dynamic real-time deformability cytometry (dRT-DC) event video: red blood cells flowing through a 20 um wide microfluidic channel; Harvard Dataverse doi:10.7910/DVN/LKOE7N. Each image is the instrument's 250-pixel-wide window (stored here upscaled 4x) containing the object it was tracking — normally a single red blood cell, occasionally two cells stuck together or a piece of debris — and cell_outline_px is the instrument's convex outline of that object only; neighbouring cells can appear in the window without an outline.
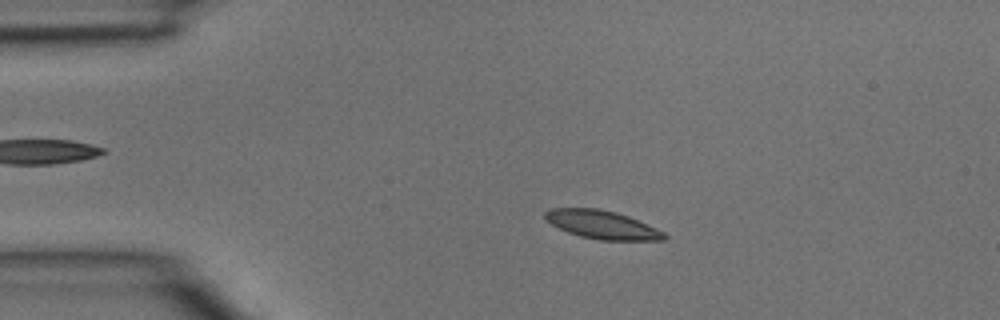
{"species": "common noctule bat (a hibernating species)", "species_latin": "Nyctalus noctula", "temperature_condition": "room temperature", "stored_images_in_passage": 39, "camera_frame_rate_fps": 3000, "um_per_image_px": 0.085, "animal": {"sex": "male", "body_mass_g": 15.6}, "frame": {"image": 1, "passage_image": 7, "time_ms": 2.0, "image_size_px": [1000, 320], "cell_outline_px": [[668, 236], [664, 240], [600, 240], [580, 236], [568, 232], [552, 224], [544, 216], [544, 212], [552, 208], [596, 208], [616, 212], [628, 216], [656, 228], [664, 232]], "centroid_in_image_um": [51.19, 19.1], "position_along_channel_um": 33.8, "area_um2": 19.48}}
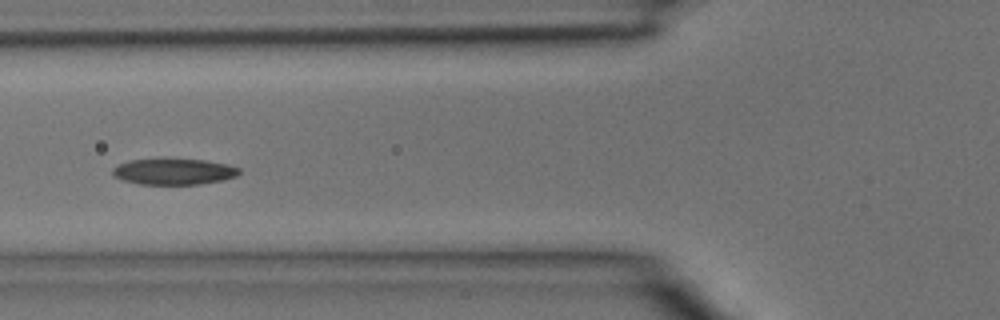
{"frame": {"image": 2, "passage_image": 14, "time_ms": 4.333, "image_size_px": [1000, 320], "cell_outline_px": [[240, 172], [236, 176], [224, 180], [200, 184], [140, 184], [124, 180], [112, 176], [112, 168], [128, 160], [160, 156], [164, 156], [204, 160], [228, 164], [240, 168]], "centroid_in_image_um": [14.75, 14.53], "position_along_channel_um": 111.1, "area_um2": 20.11}}
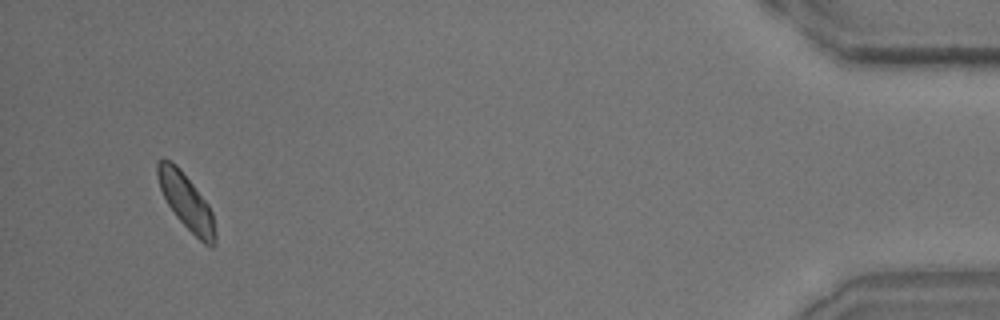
{"frame": {"image": 3, "passage_image": 37, "time_ms": 12.0, "image_size_px": [1000, 320], "cell_outline_px": [[216, 244], [212, 248], [204, 244], [176, 216], [168, 204], [160, 188], [156, 172], [156, 164], [160, 160], [168, 160], [176, 164], [180, 168], [208, 204], [212, 212], [216, 232]], "centroid_in_image_um": [15.85, 17.16], "position_along_channel_um": 419.3, "area_um2": 18.38}}